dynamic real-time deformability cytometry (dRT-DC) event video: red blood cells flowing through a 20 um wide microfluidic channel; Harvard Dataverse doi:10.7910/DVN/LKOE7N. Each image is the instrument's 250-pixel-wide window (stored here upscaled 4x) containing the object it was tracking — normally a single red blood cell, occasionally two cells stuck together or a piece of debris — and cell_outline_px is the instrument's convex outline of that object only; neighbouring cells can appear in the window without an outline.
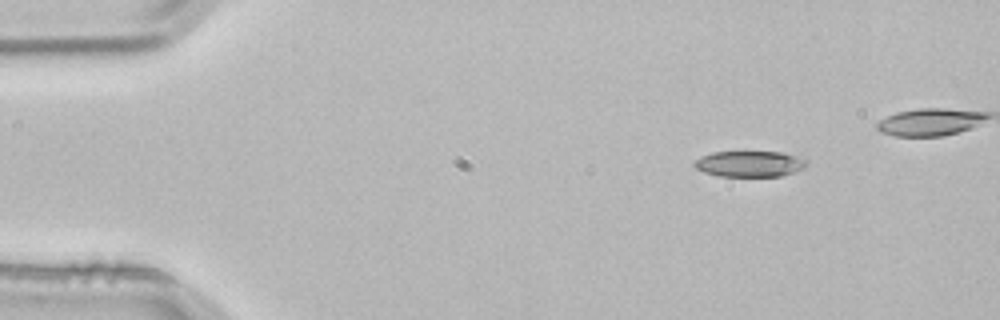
{"species": "common noctule bat (a hibernating species)", "species_latin": "Nyctalus noctula", "temperature_condition": "room temperature", "stored_images_in_passage": 3, "camera_frame_rate_fps": 3000, "um_per_image_px": 0.085, "animal": {"sex": "male", "body_mass_g": 21.5, "forearm_length_mm": 52.0}, "frame": {"image": 1, "passage_image": 1, "time_ms": 0.0, "image_size_px": [1000, 320], "cell_outline_px": [[804, 168], [780, 176], [720, 176], [704, 172], [696, 168], [692, 164], [700, 156], [712, 152], [780, 152], [796, 156], [804, 160]], "centroid_in_image_um": [63.64, 13.92], "position_along_channel_um": 21.4, "area_um2": 16.65}}